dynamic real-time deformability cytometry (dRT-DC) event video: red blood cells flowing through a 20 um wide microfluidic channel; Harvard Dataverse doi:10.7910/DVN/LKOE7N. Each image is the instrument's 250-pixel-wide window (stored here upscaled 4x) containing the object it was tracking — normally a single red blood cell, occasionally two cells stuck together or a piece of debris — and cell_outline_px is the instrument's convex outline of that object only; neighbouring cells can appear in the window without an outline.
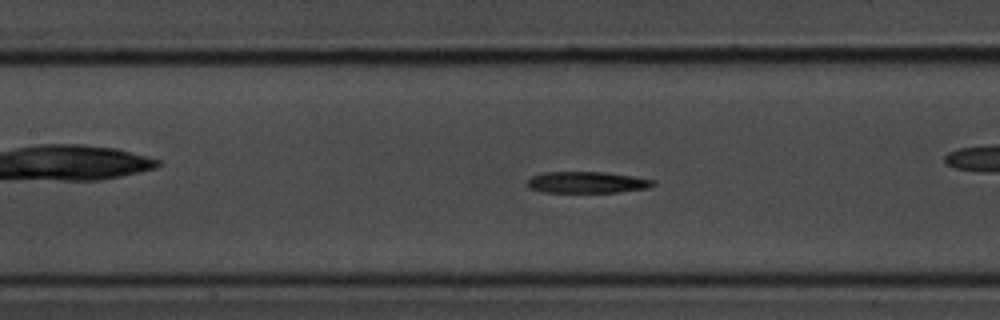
{"species": "common noctule bat (a hibernating species)", "species_latin": "Nyctalus noctula", "temperature_condition": "room temperature", "stored_images_in_passage": 43, "camera_frame_rate_fps": 3000, "um_per_image_px": 0.085, "animal": {"sex": "male", "body_mass_g": 20.1, "forearm_length_mm": 53.5}, "frame": {"image": 1, "passage_image": 19, "time_ms": 6.0, "image_size_px": [1000, 320], "cell_outline_px": [[656, 184], [648, 188], [620, 192], [544, 192], [528, 188], [528, 180], [532, 176], [544, 172], [604, 172], [632, 176], [656, 180]], "centroid_in_image_um": [49.92, 15.5], "position_along_channel_um": 157.5, "area_um2": 15.72}}